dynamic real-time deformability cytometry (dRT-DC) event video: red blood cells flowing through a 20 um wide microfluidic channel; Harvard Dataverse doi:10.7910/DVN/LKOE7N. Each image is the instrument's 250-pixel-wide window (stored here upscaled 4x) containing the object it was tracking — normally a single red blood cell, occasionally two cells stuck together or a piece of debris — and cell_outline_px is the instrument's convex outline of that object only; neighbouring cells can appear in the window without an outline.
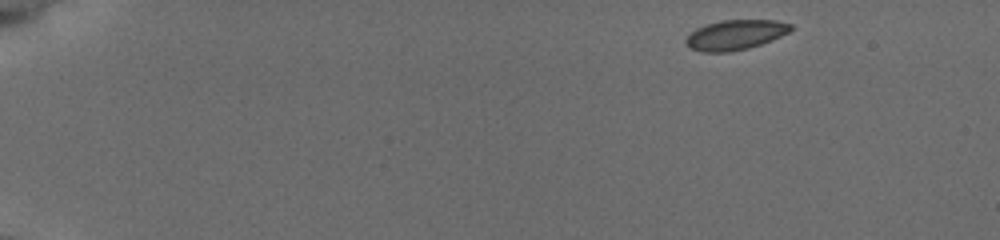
{"species": "common noctule bat (a hibernating species)", "species_latin": "Nyctalus noctula", "temperature_condition": "cold", "stored_images_in_passage": 50, "camera_frame_rate_fps": 3000, "um_per_image_px": 0.085, "animal": {"sex": "female", "body_mass_g": 19.5, "forearm_length_mm": 54.1}, "frame": {"image": 1, "passage_image": 1, "time_ms": 0.0, "image_size_px": [1000, 240], "cell_outline_px": [[792, 28], [788, 32], [772, 40], [748, 48], [728, 52], [700, 52], [688, 48], [684, 40], [696, 28], [704, 24], [720, 20], [776, 20], [792, 24]], "centroid_in_image_um": [62.46, 2.96], "position_along_channel_um": 22.5, "area_um2": 18.38}}
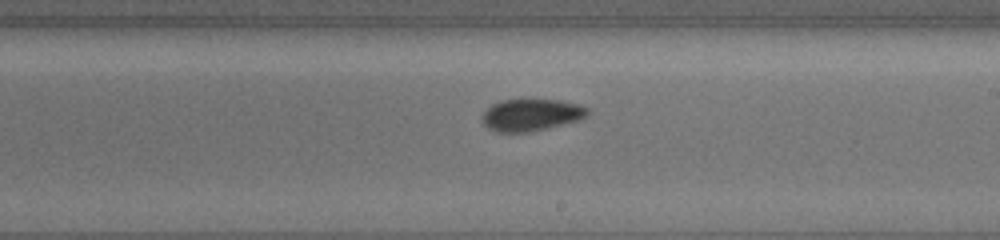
{"frame": {"image": 2, "passage_image": 29, "time_ms": 9.333, "image_size_px": [1000, 240], "cell_outline_px": [[588, 116], [576, 120], [528, 132], [496, 132], [488, 128], [480, 120], [480, 116], [492, 104], [500, 100], [528, 96], [560, 100], [580, 104], [588, 108]], "centroid_in_image_um": [45.1, 9.7], "position_along_channel_um": 243.9, "area_um2": 20.35}}
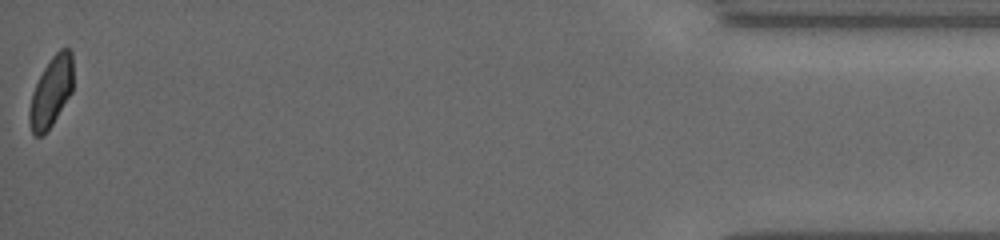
{"frame": {"image": 3, "passage_image": 50, "time_ms": 16.333, "image_size_px": [1000, 240], "cell_outline_px": [[72, 92], [52, 124], [40, 136], [32, 136], [28, 120], [28, 112], [32, 92], [44, 68], [52, 56], [60, 48], [68, 48], [72, 52]], "centroid_in_image_um": [4.33, 7.81], "position_along_channel_um": 430.9, "area_um2": 17.74}, "authors_computed_cell_mechanics": {"area_um2": 18.7561, "velocity_mm_per_s": 3.7675, "shape_relaxation_time_tau1_ms": 2.7886, "shape_relaxation_time_tau2_ms": null, "deformation_change_tau1": 0.0611, "deformation_change_tau2": null}}